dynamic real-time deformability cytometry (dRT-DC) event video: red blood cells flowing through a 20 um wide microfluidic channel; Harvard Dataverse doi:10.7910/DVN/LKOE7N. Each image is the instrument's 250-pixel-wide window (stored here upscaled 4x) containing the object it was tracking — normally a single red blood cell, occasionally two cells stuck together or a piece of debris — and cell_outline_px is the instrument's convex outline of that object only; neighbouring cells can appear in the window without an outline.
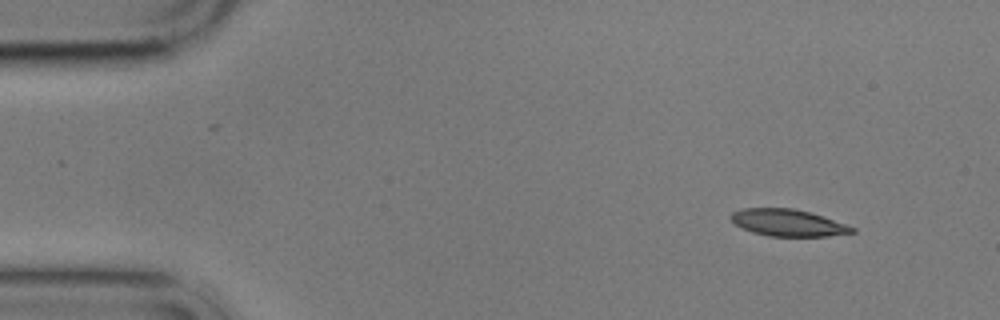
{"species": "common noctule bat (a hibernating species)", "species_latin": "Nyctalus noctula", "temperature_condition": "cold", "stored_images_in_passage": 3, "camera_frame_rate_fps": 3000, "um_per_image_px": 0.085, "animal": {"sex": "male", "body_mass_g": 17.9}, "frame": {"image": 1, "passage_image": 1, "time_ms": 0.0, "image_size_px": [1000, 320], "cell_outline_px": [[856, 232], [828, 236], [768, 236], [752, 232], [736, 224], [728, 216], [732, 212], [740, 208], [792, 208], [808, 212], [856, 228]], "centroid_in_image_um": [66.93, 18.93], "position_along_channel_um": 18.1, "area_um2": 18.73}}